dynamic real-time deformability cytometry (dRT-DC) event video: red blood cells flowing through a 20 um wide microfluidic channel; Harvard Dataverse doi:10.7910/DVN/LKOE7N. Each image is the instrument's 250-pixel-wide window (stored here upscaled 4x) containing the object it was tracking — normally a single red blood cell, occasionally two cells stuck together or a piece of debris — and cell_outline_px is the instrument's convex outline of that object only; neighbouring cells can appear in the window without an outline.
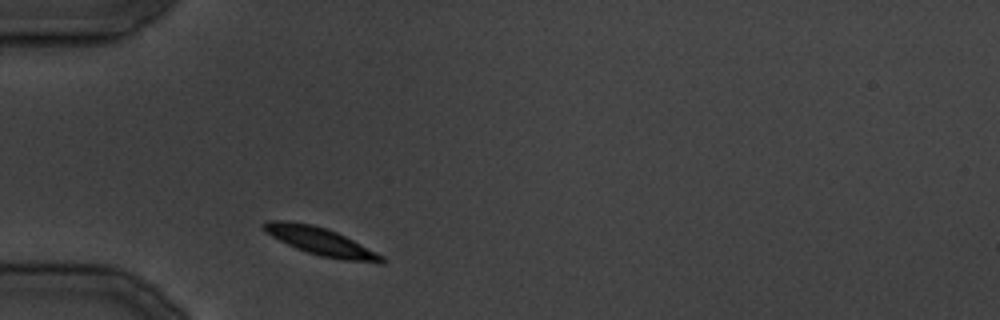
{"species": "common noctule bat (a hibernating species)", "species_latin": "Nyctalus noctula", "temperature_condition": "cold", "stored_images_in_passage": 13, "camera_frame_rate_fps": 3000, "um_per_image_px": 0.085, "animal": {"sex": "male", "body_mass_g": 19.5, "forearm_length_mm": 54.6}, "frame": {"image": 1, "passage_image": 1, "time_ms": 0.0, "image_size_px": [1000, 320], "cell_outline_px": [[388, 260], [384, 264], [380, 264], [344, 260], [320, 256], [296, 248], [264, 232], [260, 228], [268, 220], [292, 220], [312, 224], [336, 232], [384, 256]], "centroid_in_image_um": [27.27, 20.53], "position_along_channel_um": 57.7, "area_um2": 19.13}}
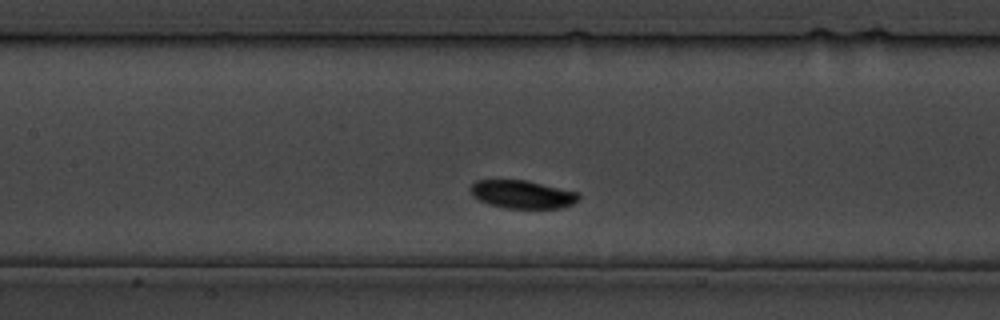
{"frame": {"image": 2, "passage_image": 7, "time_ms": 7.667, "image_size_px": [1000, 320], "cell_outline_px": [[580, 196], [572, 204], [560, 208], [504, 208], [488, 204], [472, 196], [472, 184], [476, 180], [524, 180], [580, 192]], "centroid_in_image_um": [44.41, 16.52], "position_along_channel_um": 163.0, "area_um2": 17.57}}
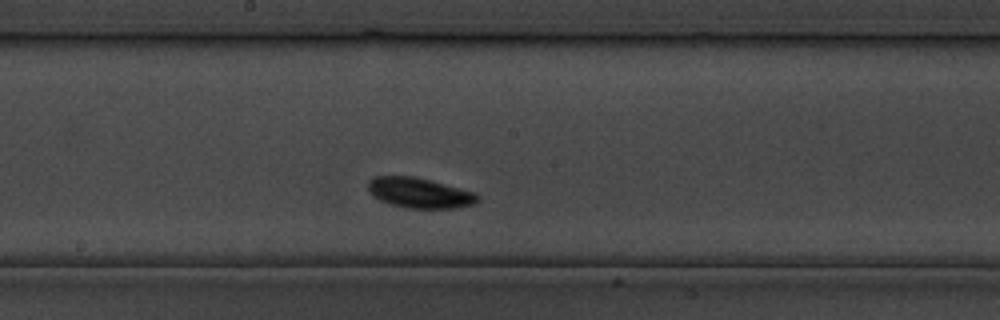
{"frame": {"image": 3, "passage_image": 10, "time_ms": 11.0, "image_size_px": [1000, 320], "cell_outline_px": [[480, 200], [476, 204], [456, 208], [404, 208], [380, 200], [372, 196], [368, 188], [368, 180], [372, 176], [412, 176], [428, 180], [472, 192], [480, 196]], "centroid_in_image_um": [35.63, 16.4], "position_along_channel_um": 212.6, "area_um2": 19.19}}